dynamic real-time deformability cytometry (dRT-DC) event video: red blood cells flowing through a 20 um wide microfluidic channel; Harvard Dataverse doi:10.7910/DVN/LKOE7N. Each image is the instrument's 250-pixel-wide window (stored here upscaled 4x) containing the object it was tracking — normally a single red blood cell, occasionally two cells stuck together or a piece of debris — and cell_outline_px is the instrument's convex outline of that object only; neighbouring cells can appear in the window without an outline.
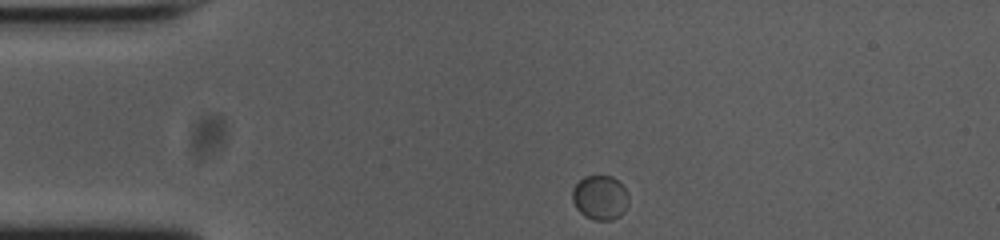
{"species": "common noctule bat (a hibernating species)", "species_latin": "Nyctalus noctula", "temperature_condition": "cold", "stored_images_in_passage": 45, "camera_frame_rate_fps": 3000, "um_per_image_px": 0.085, "animal": {"sex": "female", "body_mass_g": 23.0, "forearm_length_mm": 53.4}, "frame": {"image": 1, "passage_image": 1, "time_ms": 0.0, "image_size_px": [1000, 240], "cell_outline_px": [[628, 204], [624, 212], [620, 216], [612, 220], [592, 220], [584, 216], [576, 208], [572, 200], [572, 188], [584, 176], [612, 176], [628, 192]], "centroid_in_image_um": [51.0, 16.81], "position_along_channel_um": 34.0, "area_um2": 14.68}}
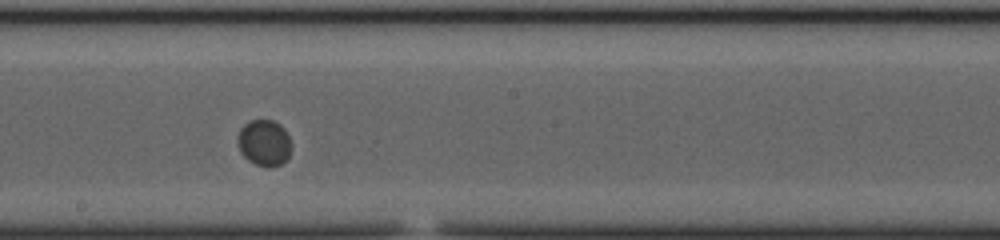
{"frame": {"image": 2, "passage_image": 20, "time_ms": 6.333, "image_size_px": [1000, 240], "cell_outline_px": [[292, 148], [288, 160], [272, 168], [268, 168], [256, 164], [248, 160], [240, 152], [236, 140], [240, 128], [248, 120], [272, 120], [280, 124], [284, 128], [292, 144]], "centroid_in_image_um": [22.47, 12.15], "position_along_channel_um": 225.7, "area_um2": 14.85}}
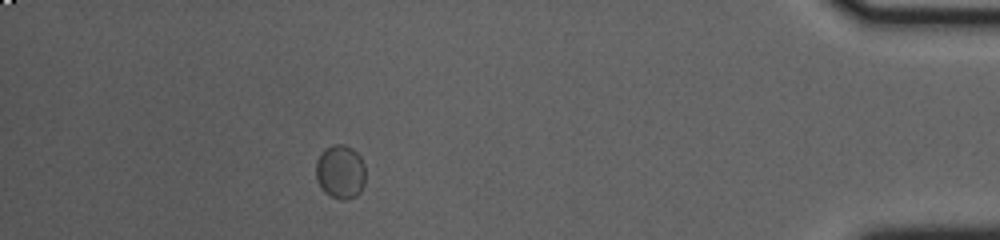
{"frame": {"image": 3, "passage_image": 39, "time_ms": 12.667, "image_size_px": [1000, 240], "cell_outline_px": [[364, 184], [360, 192], [356, 196], [348, 200], [340, 200], [324, 192], [320, 188], [316, 180], [316, 160], [320, 152], [324, 148], [332, 144], [344, 144], [352, 148], [360, 156], [364, 164]], "centroid_in_image_um": [28.91, 14.6], "position_along_channel_um": 406.3, "area_um2": 15.9}}